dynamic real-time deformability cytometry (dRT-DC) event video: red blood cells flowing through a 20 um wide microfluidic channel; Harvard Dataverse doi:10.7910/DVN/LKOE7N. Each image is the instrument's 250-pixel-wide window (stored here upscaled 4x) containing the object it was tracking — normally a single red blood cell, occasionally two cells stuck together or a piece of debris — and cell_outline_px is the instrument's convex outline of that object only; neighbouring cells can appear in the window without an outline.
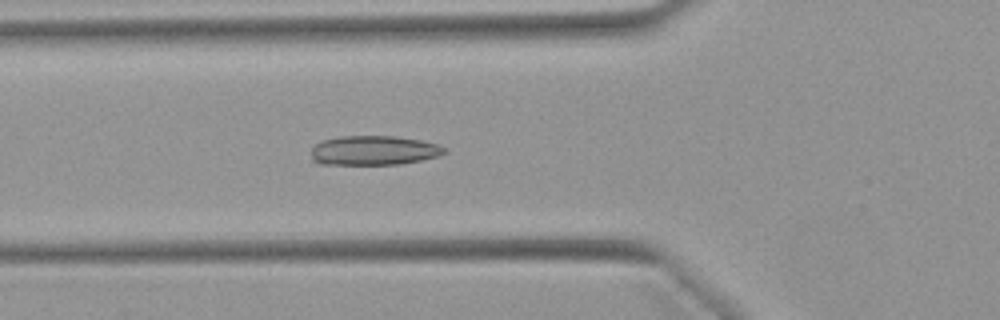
{"species": "Egyptian fruit bat (a non-hibernating species)", "species_latin": "Rousettus aegyptiacus", "temperature_condition": "warm", "stored_images_in_passage": 50, "camera_frame_rate_fps": 3000, "um_per_image_px": 0.085, "animal": {"sex": "female"}, "frame": {"image": 1, "passage_image": 17, "time_ms": 5.333, "image_size_px": [1000, 320], "cell_outline_px": [[448, 152], [436, 156], [420, 160], [400, 164], [316, 164], [312, 160], [312, 148], [316, 144], [324, 140], [340, 136], [396, 136], [420, 140], [436, 144], [448, 148]], "centroid_in_image_um": [31.77, 12.78], "position_along_channel_um": 94.0, "area_um2": 22.83}}
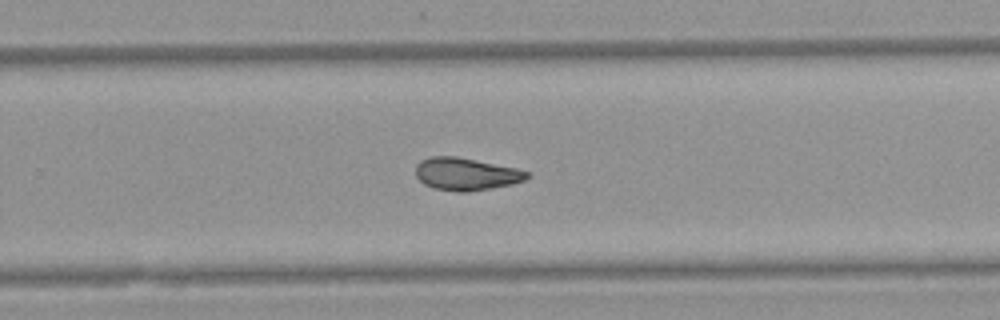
{"frame": {"image": 2, "passage_image": 32, "time_ms": 10.333, "image_size_px": [1000, 320], "cell_outline_px": [[528, 176], [524, 180], [512, 184], [468, 192], [456, 192], [432, 188], [424, 184], [416, 176], [416, 164], [420, 160], [428, 156], [456, 156], [516, 168], [528, 172]], "centroid_in_image_um": [39.56, 14.79], "position_along_channel_um": 290.2, "area_um2": 21.1}}
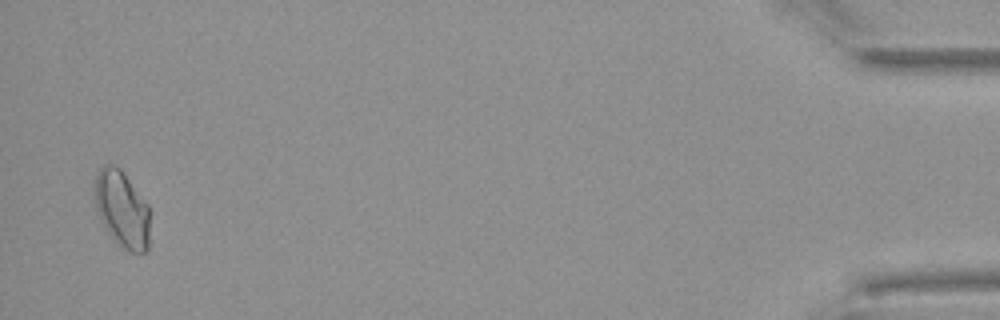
{"frame": {"image": 3, "passage_image": 49, "time_ms": 16.0, "image_size_px": [1000, 320], "cell_outline_px": [[148, 252], [132, 252], [116, 244], [104, 228], [100, 220], [96, 208], [96, 176], [100, 168], [104, 164], [112, 164], [120, 168], [148, 204]], "centroid_in_image_um": [10.36, 17.79], "position_along_channel_um": 424.8, "area_um2": 24.45}, "authors_computed_cell_mechanics": {"area_um2": 21.7328, "velocity_mm_per_s": 3.9275, "shape_relaxation_time_tau1_ms": null, "shape_relaxation_time_tau2_ms": 2.2789, "deformation_change_tau1": null, "deformation_change_tau2": 0.0746}}